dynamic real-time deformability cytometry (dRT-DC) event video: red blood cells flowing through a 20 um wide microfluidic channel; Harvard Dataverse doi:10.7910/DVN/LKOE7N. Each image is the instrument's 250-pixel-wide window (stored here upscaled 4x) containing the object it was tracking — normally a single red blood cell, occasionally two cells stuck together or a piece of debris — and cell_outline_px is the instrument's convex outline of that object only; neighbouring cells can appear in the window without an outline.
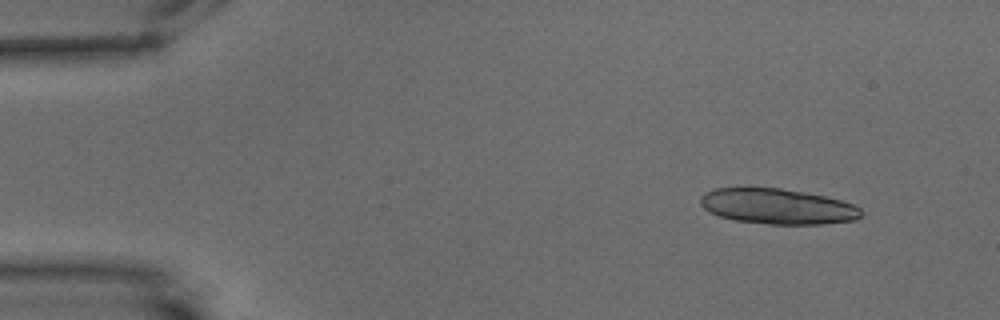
{"species": "common noctule bat (a hibernating species)", "species_latin": "Nyctalus noctula", "temperature_condition": "warm", "stored_images_in_passage": 53, "camera_frame_rate_fps": 3000, "um_per_image_px": 0.085, "animal": {"sex": "male", "body_mass_g": 15.6}, "frame": {"image": 1, "passage_image": 1, "time_ms": 0.0, "image_size_px": [1000, 320], "cell_outline_px": [[860, 216], [856, 220], [824, 224], [768, 224], [736, 220], [720, 216], [704, 208], [700, 204], [700, 196], [704, 192], [716, 188], [748, 184], [780, 188], [804, 192], [824, 196], [856, 204], [860, 208]], "centroid_in_image_um": [66.03, 17.5], "position_along_channel_um": 19.0, "area_um2": 33.99}}
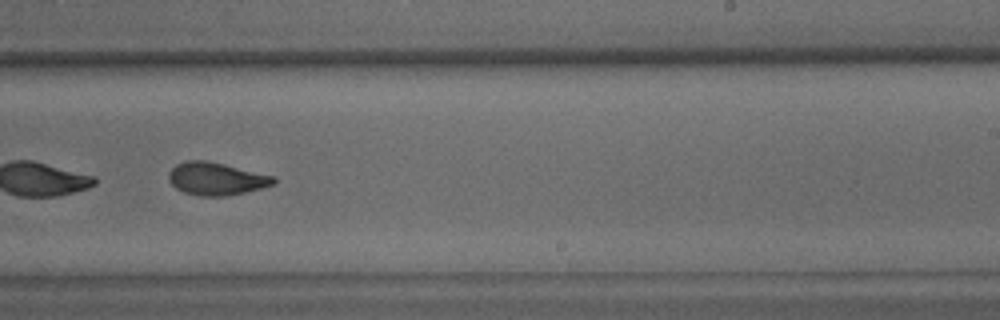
{"frame": {"image": 2, "passage_image": 32, "time_ms": 10.333, "image_size_px": [1000, 320], "cell_outline_px": [[276, 184], [228, 196], [200, 196], [184, 192], [176, 188], [168, 180], [168, 172], [176, 164], [188, 160], [208, 160], [276, 176]], "centroid_in_image_um": [18.39, 15.18], "position_along_channel_um": 270.6, "area_um2": 20.17}, "authors_computed_cell_mechanics": {"area_um2": 20.8658, "velocity_mm_per_s": 3.4339, "shape_relaxation_time_tau1_ms": 10.7427, "shape_relaxation_time_tau2_ms": 2.3963, "deformation_change_tau1": 0.2339, "deformation_change_tau2": 0.0836}}